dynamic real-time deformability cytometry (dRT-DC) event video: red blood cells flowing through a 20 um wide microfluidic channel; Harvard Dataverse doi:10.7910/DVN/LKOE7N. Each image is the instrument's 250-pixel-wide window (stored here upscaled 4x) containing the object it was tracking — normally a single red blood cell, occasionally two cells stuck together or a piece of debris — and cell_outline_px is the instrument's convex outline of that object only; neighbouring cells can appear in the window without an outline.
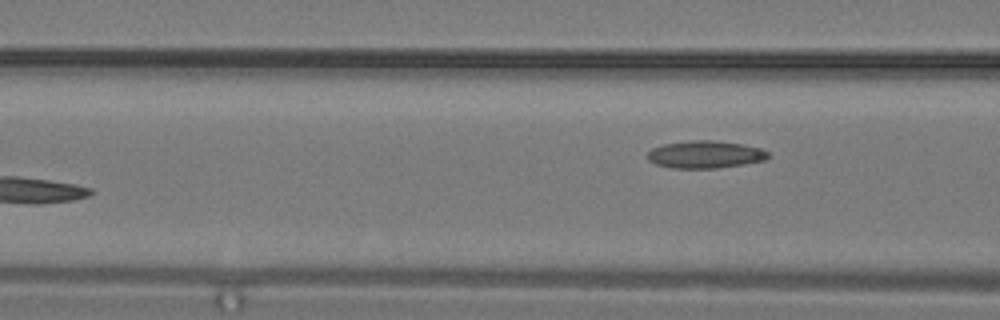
{"species": "common noctule bat (a hibernating species)", "species_latin": "Nyctalus noctula", "temperature_condition": "warm", "stored_images_in_passage": 8, "segment_of_instrument_passage": [2, 2], "camera_frame_rate_fps": 3000, "um_per_image_px": 0.085, "animal": {"sex": "male", "body_mass_g": 19.2, "forearm_length_mm": 51.8}, "frame": {"image": 1, "passage_image": 8, "time_ms": 2.333, "image_size_px": [1000, 320], "cell_outline_px": [[772, 156], [764, 160], [744, 164], [716, 168], [672, 168], [656, 164], [648, 160], [648, 152], [652, 148], [664, 144], [688, 140], [716, 140], [740, 144], [760, 148], [768, 152]], "centroid_in_image_um": [59.94, 13.13], "position_along_channel_um": 106.7, "area_um2": 19.31}}